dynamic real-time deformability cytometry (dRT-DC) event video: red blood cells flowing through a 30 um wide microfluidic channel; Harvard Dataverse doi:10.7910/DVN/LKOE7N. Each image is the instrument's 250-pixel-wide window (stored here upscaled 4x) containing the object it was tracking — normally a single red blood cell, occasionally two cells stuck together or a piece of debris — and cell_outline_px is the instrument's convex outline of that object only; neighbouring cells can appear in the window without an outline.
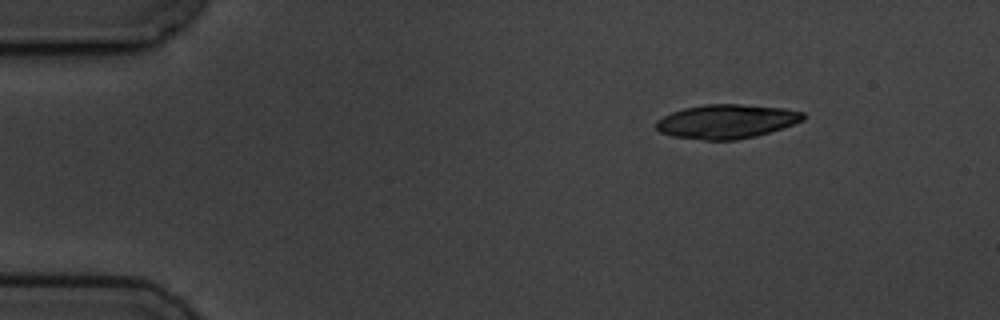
{"species": "common noctule bat (a hibernating species)", "species_latin": "Nyctalus noctula", "temperature_condition": "cold", "stored_images_in_passage": 5, "camera_frame_rate_fps": 3000, "um_per_image_px": 0.085, "animal": {"sex": "male", "body_mass_g": 19.5, "forearm_length_mm": 54.6}, "frame": {"image": 1, "passage_image": 1, "time_ms": 0.0, "image_size_px": [1000, 320], "cell_outline_px": [[804, 120], [756, 136], [736, 140], [704, 140], [672, 136], [660, 132], [656, 128], [656, 120], [672, 112], [684, 108], [704, 104], [736, 104], [784, 108], [804, 112]], "centroid_in_image_um": [61.73, 10.32], "position_along_channel_um": 23.3, "area_um2": 29.02}}